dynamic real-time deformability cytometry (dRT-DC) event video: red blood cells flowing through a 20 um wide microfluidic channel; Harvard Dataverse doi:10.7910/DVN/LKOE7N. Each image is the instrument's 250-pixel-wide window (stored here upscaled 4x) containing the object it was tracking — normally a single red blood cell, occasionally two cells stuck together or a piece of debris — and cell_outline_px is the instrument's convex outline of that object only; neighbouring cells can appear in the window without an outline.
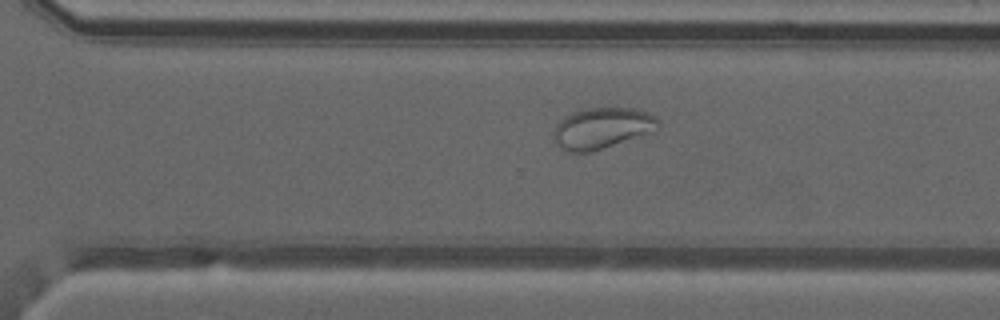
{"species": "common noctule bat (a hibernating species)", "species_latin": "Nyctalus noctula", "temperature_condition": "warm", "stored_images_in_passage": 40, "camera_frame_rate_fps": 3000, "um_per_image_px": 0.085, "animal": {"sex": "male", "forearm_length_mm": 52.5}, "frame": {"image": 1, "passage_image": 25, "time_ms": 8.0, "image_size_px": [1000, 320], "cell_outline_px": [[660, 124], [652, 132], [592, 152], [568, 152], [560, 148], [556, 144], [552, 132], [556, 124], [564, 116], [572, 112], [588, 108], [636, 108], [648, 112], [656, 116], [660, 120]], "centroid_in_image_um": [51.16, 10.89], "position_along_channel_um": 319.4, "area_um2": 25.26}}
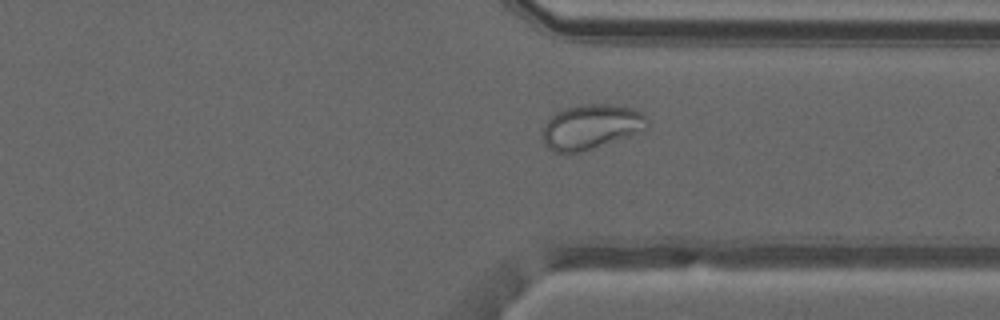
{"frame": {"image": 2, "passage_image": 28, "time_ms": 9.0, "image_size_px": [1000, 320], "cell_outline_px": [[652, 120], [648, 124], [628, 136], [576, 152], [556, 152], [548, 148], [544, 144], [544, 124], [556, 112], [564, 108], [584, 104], [608, 104], [628, 108], [640, 112], [648, 116]], "centroid_in_image_um": [50.21, 10.75], "position_along_channel_um": 361.2, "area_um2": 26.47}}
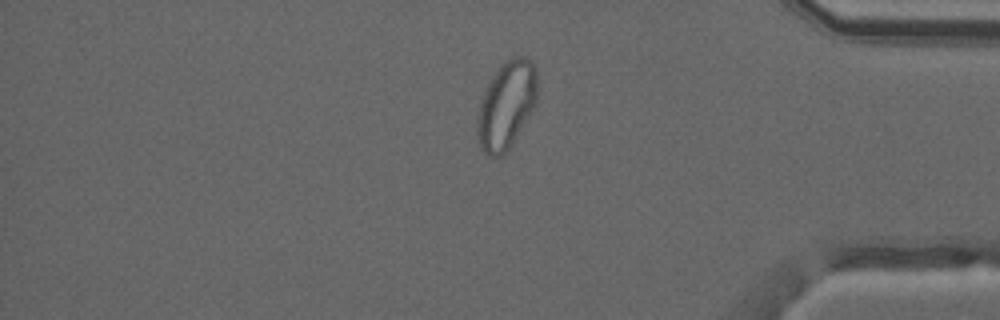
{"frame": {"image": 3, "passage_image": 32, "time_ms": 10.333, "image_size_px": [1000, 320], "cell_outline_px": [[536, 104], [512, 144], [500, 156], [488, 156], [480, 148], [476, 132], [476, 116], [480, 100], [488, 80], [500, 64], [512, 56], [524, 56], [536, 68]], "centroid_in_image_um": [43.0, 8.92], "position_along_channel_um": 392.2, "area_um2": 30.87}}